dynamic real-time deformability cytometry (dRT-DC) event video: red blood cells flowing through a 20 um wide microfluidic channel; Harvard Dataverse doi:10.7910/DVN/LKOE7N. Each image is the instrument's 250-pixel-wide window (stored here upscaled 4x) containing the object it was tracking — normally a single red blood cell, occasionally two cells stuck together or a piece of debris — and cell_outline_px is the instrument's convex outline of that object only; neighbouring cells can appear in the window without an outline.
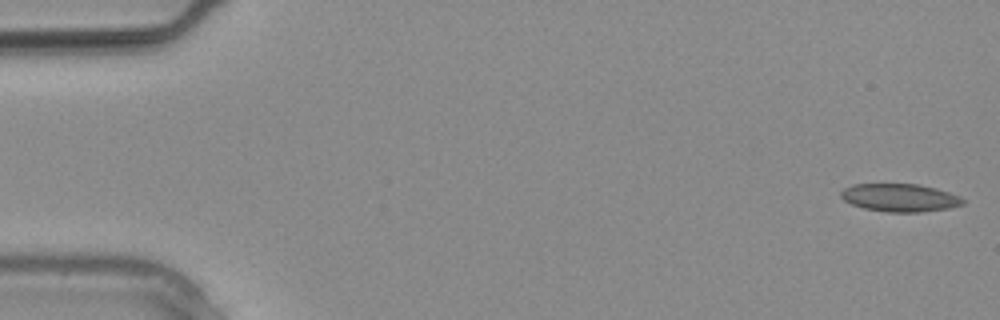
{"species": "common noctule bat (a hibernating species)", "species_latin": "Nyctalus noctula", "temperature_condition": "warm", "stored_images_in_passage": 12, "camera_frame_rate_fps": 3000, "um_per_image_px": 0.085, "animal": {"sex": "male", "body_mass_g": 20.4}, "frame": {"image": 1, "passage_image": 1, "time_ms": 0.0, "image_size_px": [1000, 320], "cell_outline_px": [[964, 204], [948, 208], [920, 212], [888, 212], [864, 208], [852, 204], [844, 200], [840, 196], [840, 192], [844, 188], [852, 184], [916, 184], [936, 188], [960, 196], [964, 200]], "centroid_in_image_um": [76.47, 16.8], "position_along_channel_um": 8.5, "area_um2": 19.77}}
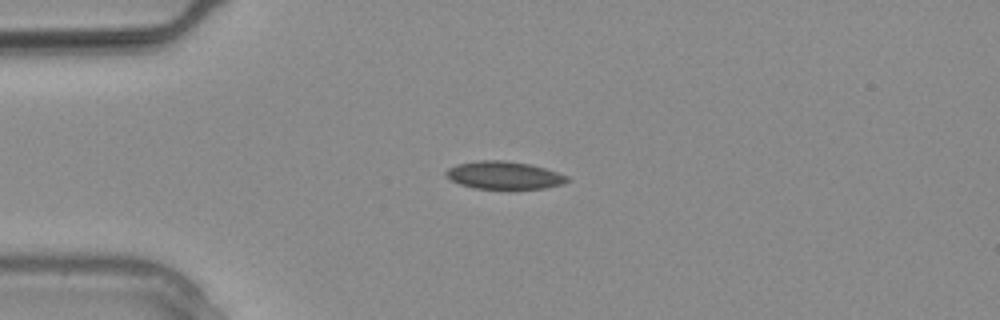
{"frame": {"image": 2, "passage_image": 7, "time_ms": 2.0, "image_size_px": [1000, 320], "cell_outline_px": [[572, 180], [564, 184], [544, 188], [472, 188], [460, 184], [444, 176], [444, 172], [448, 168], [456, 164], [476, 160], [504, 160], [532, 164], [568, 176]], "centroid_in_image_um": [42.83, 14.88], "position_along_channel_um": 42.2, "area_um2": 19.71}}